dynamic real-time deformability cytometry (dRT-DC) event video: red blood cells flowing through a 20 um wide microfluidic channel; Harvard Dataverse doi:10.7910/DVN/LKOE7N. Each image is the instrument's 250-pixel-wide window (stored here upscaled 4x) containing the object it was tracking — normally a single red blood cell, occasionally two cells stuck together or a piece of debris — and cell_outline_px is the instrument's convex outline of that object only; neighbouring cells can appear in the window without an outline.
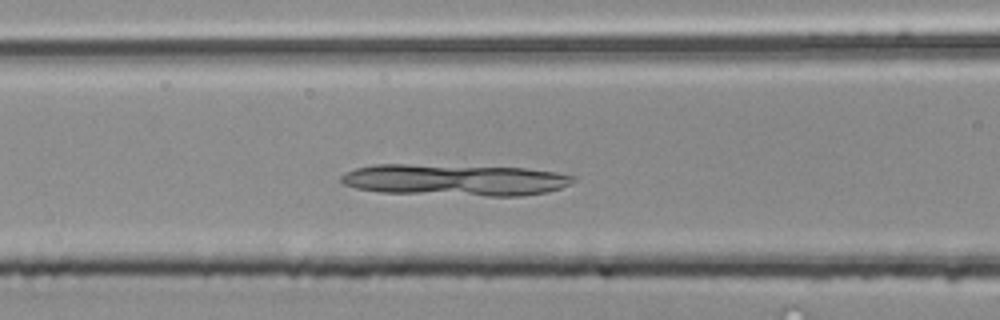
{"species": "common noctule bat (a hibernating species)", "species_latin": "Nyctalus noctula", "temperature_condition": "room temperature", "stored_images_in_passage": 41, "camera_frame_rate_fps": 3000, "um_per_image_px": 0.085, "animal": {"sex": "male", "body_mass_g": 20.4}, "frame": {"image": 1, "passage_image": 16, "time_ms": 5.0, "image_size_px": [1000, 320], "cell_outline_px": [[576, 180], [560, 188], [548, 192], [520, 196], [488, 196], [380, 192], [356, 188], [344, 184], [340, 180], [340, 176], [344, 172], [356, 168], [376, 164], [408, 164], [524, 168], [556, 172], [576, 176]], "centroid_in_image_um": [38.66, 15.29], "position_along_channel_um": 127.9, "area_um2": 42.77}}
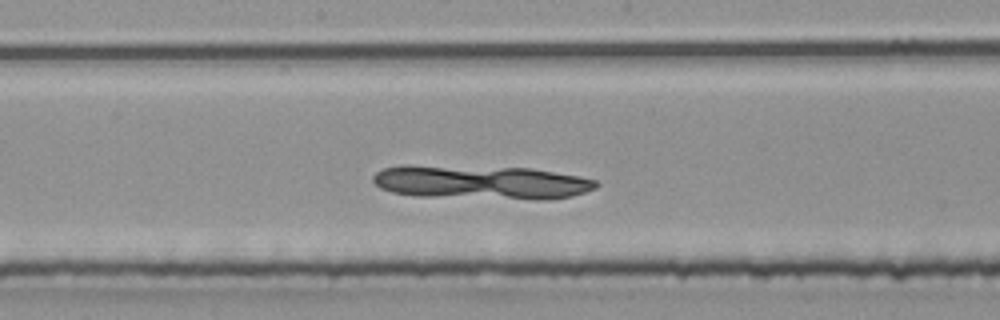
{"frame": {"image": 2, "passage_image": 22, "time_ms": 7.0, "image_size_px": [1000, 320], "cell_outline_px": [[600, 184], [596, 188], [572, 196], [540, 200], [536, 200], [416, 196], [392, 192], [380, 188], [372, 180], [372, 176], [380, 168], [404, 164], [412, 164], [532, 168], [580, 176], [596, 180]], "centroid_in_image_um": [40.85, 15.48], "position_along_channel_um": 207.4, "area_um2": 45.03}}
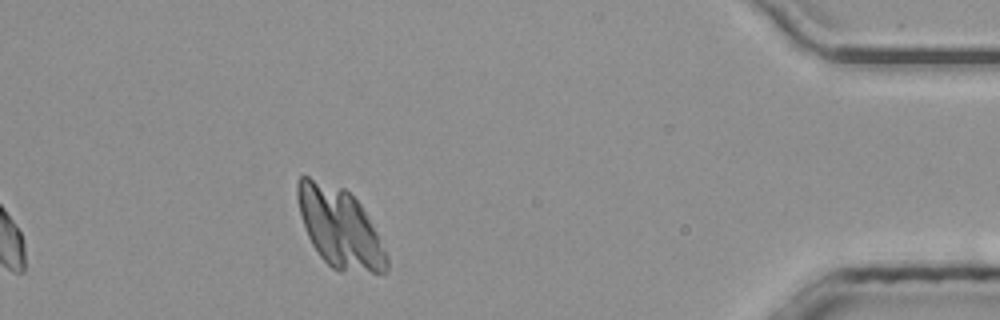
{"frame": {"image": 3, "passage_image": 41, "time_ms": 13.333, "image_size_px": [1000, 320], "cell_outline_px": [[388, 272], [340, 272], [332, 268], [320, 256], [312, 244], [308, 236], [300, 216], [296, 196], [296, 184], [300, 176], [308, 176], [344, 188], [360, 204], [376, 232], [388, 256]], "centroid_in_image_um": [28.85, 19.36], "position_along_channel_um": 406.4, "area_um2": 41.33}}